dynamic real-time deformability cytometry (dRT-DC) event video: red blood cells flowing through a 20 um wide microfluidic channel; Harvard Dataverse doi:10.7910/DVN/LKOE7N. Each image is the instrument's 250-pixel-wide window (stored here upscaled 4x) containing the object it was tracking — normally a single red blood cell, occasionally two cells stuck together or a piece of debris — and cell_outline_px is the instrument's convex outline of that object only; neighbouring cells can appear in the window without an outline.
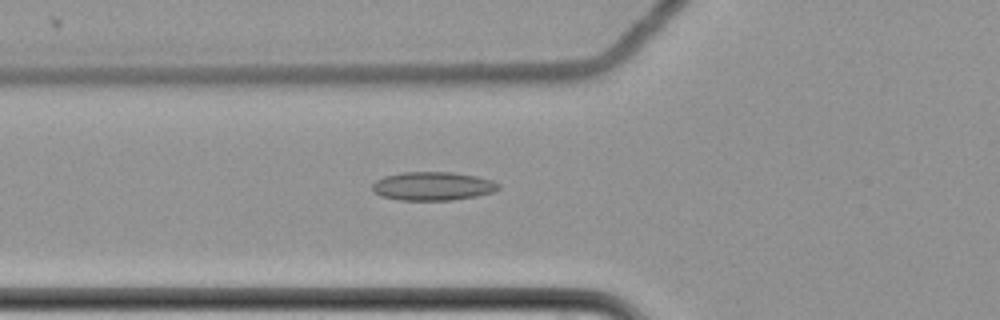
{"species": "common noctule bat (a hibernating species)", "species_latin": "Nyctalus noctula", "temperature_condition": "cold", "stored_images_in_passage": 61, "camera_frame_rate_fps": 3000, "um_per_image_px": 0.085, "animal": {"sex": "female", "body_mass_g": 22.7, "forearm_length_mm": 54.2}, "frame": {"image": 1, "passage_image": 24, "time_ms": 7.667, "image_size_px": [1000, 320], "cell_outline_px": [[500, 188], [492, 192], [476, 196], [452, 200], [400, 200], [380, 196], [372, 188], [372, 184], [376, 180], [384, 176], [400, 172], [452, 172], [476, 176], [492, 180], [500, 184]], "centroid_in_image_um": [36.78, 15.81], "position_along_channel_um": 89.0, "area_um2": 21.04}}
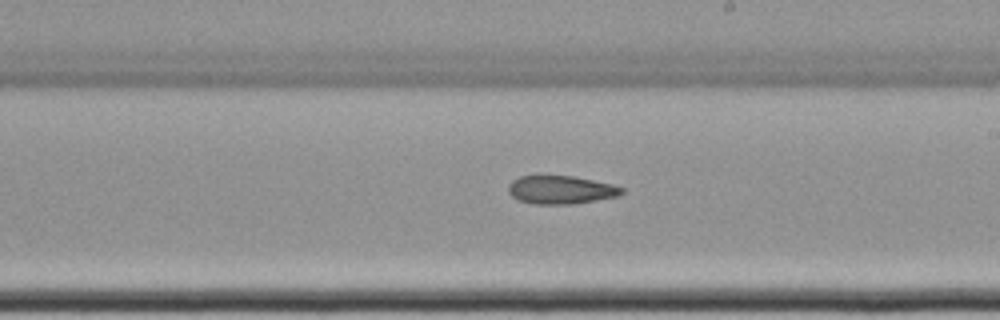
{"frame": {"image": 2, "passage_image": 37, "time_ms": 12.0, "image_size_px": [1000, 320], "cell_outline_px": [[624, 192], [616, 196], [596, 200], [572, 204], [532, 204], [516, 200], [508, 192], [508, 184], [512, 180], [520, 176], [572, 176], [612, 184], [624, 188]], "centroid_in_image_um": [47.62, 16.14], "position_along_channel_um": 241.4, "area_um2": 18.67}}
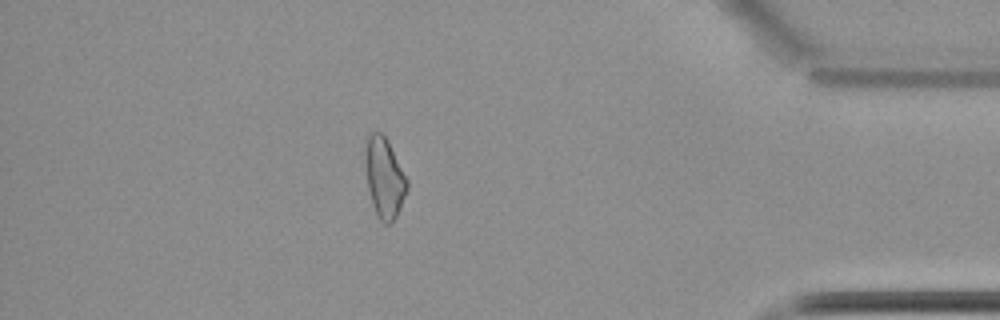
{"frame": {"image": 3, "passage_image": 54, "time_ms": 17.667, "image_size_px": [1000, 320], "cell_outline_px": [[408, 188], [400, 208], [396, 216], [388, 224], [384, 224], [380, 220], [372, 204], [368, 188], [364, 160], [364, 136], [368, 132], [380, 132], [388, 140], [408, 180]], "centroid_in_image_um": [32.64, 15.02], "position_along_channel_um": 402.6, "area_um2": 19.83}}